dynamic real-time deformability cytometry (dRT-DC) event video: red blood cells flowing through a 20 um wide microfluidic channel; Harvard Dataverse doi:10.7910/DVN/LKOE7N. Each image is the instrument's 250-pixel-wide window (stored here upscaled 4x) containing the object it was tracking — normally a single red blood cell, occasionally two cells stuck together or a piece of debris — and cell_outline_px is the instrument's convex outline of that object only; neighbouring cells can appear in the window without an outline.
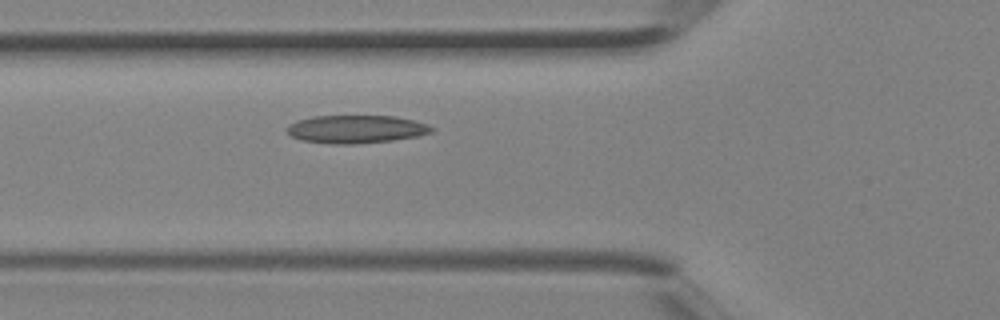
{"species": "Egyptian fruit bat (a non-hibernating species)", "species_latin": "Rousettus aegyptiacus", "temperature_condition": "room temperature", "stored_images_in_passage": 5, "camera_frame_rate_fps": 3000, "um_per_image_px": 0.085, "animal": {"sex": "female"}, "frame": {"image": 1, "passage_image": 5, "time_ms": 1.333, "image_size_px": [1000, 320], "cell_outline_px": [[436, 128], [432, 132], [416, 136], [392, 140], [356, 144], [336, 144], [300, 140], [292, 136], [288, 132], [288, 124], [296, 120], [312, 116], [396, 116], [428, 124]], "centroid_in_image_um": [30.27, 10.97], "position_along_channel_um": 95.5, "area_um2": 23.58}}